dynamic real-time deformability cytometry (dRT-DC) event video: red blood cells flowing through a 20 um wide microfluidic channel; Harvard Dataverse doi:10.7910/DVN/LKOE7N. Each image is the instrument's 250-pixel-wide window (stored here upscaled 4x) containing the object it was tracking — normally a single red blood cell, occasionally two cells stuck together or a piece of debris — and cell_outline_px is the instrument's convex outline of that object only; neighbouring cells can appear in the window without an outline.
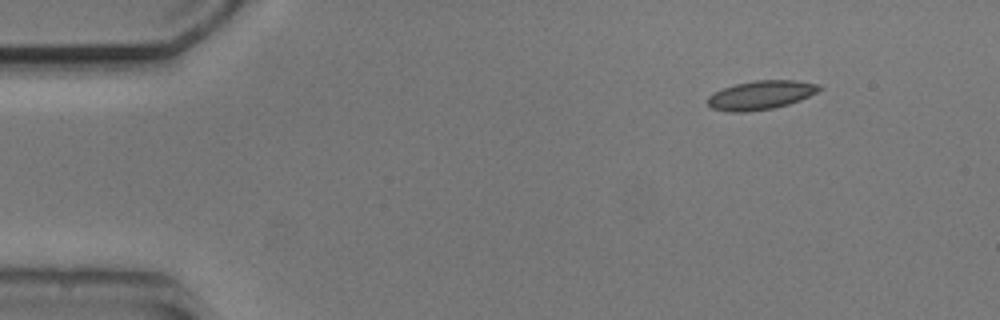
{"species": "common noctule bat (a hibernating species)", "species_latin": "Nyctalus noctula", "temperature_condition": "cold", "stored_images_in_passage": 9, "camera_frame_rate_fps": 3000, "um_per_image_px": 0.085, "animal": {"sex": "male", "body_mass_g": 20.5, "forearm_length_mm": 52.5}, "frame": {"image": 1, "passage_image": 1, "time_ms": 0.0, "image_size_px": [1000, 320], "cell_outline_px": [[824, 88], [800, 100], [788, 104], [772, 108], [744, 112], [728, 112], [712, 108], [708, 104], [708, 96], [712, 92], [736, 84], [756, 80], [796, 80], [820, 84]], "centroid_in_image_um": [64.68, 8.07], "position_along_channel_um": 20.3, "area_um2": 18.73}}
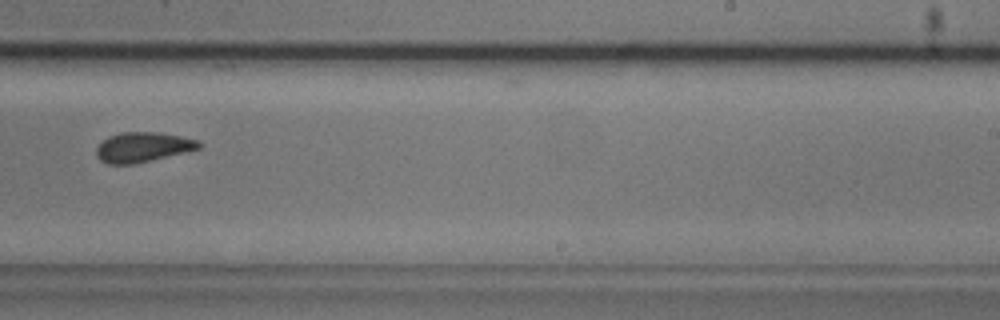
{"frame": {"image": 2, "passage_image": 9, "time_ms": 9.0, "image_size_px": [1000, 320], "cell_outline_px": [[204, 144], [200, 148], [188, 152], [136, 164], [108, 164], [100, 160], [96, 156], [96, 148], [108, 136], [120, 132], [160, 132], [200, 140]], "centroid_in_image_um": [12.18, 12.51], "position_along_channel_um": 276.8, "area_um2": 18.21}}